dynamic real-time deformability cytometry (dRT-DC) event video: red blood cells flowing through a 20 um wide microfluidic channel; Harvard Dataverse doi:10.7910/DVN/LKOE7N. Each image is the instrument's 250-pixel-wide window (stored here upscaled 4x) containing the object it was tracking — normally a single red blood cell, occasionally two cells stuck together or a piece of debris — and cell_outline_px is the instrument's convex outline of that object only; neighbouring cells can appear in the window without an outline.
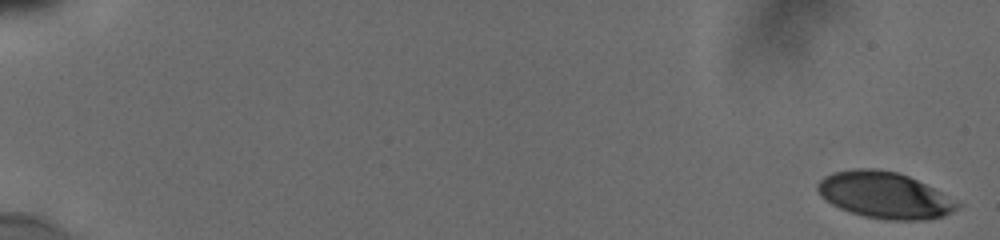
{"species": "human", "species_latin": "Homo sapiens", "temperature_condition": "cold", "stored_images_in_passage": 21, "camera_frame_rate_fps": 3000, "um_per_image_px": 0.085, "donor": {"sex": "male"}, "frame": {"image": 1, "passage_image": 1, "time_ms": 0.0, "image_size_px": [1000, 240], "cell_outline_px": [[964, 204], [952, 212], [944, 216], [924, 220], [888, 220], [864, 216], [840, 208], [832, 204], [820, 196], [816, 188], [816, 184], [824, 176], [832, 172], [856, 168], [876, 168], [896, 172], [908, 176]], "centroid_in_image_um": [75.18, 16.59], "position_along_channel_um": 9.8, "area_um2": 37.74}}
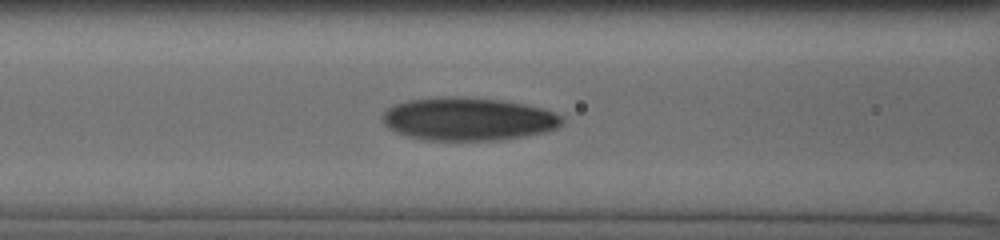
{"frame": {"image": 2, "passage_image": 14, "time_ms": 8.333, "image_size_px": [1000, 240], "cell_outline_px": [[564, 124], [556, 128], [544, 132], [524, 136], [500, 140], [424, 140], [408, 136], [396, 132], [388, 128], [384, 124], [380, 116], [388, 108], [396, 104], [408, 100], [440, 96], [464, 96], [500, 100], [524, 104], [544, 108], [564, 116]], "centroid_in_image_um": [39.8, 10.11], "position_along_channel_um": 126.8, "area_um2": 45.49}}
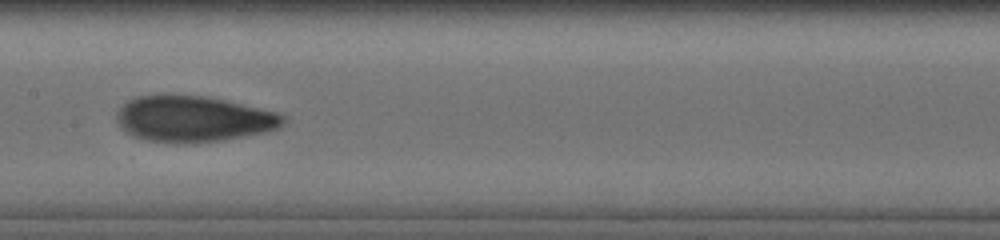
{"frame": {"image": 3, "passage_image": 19, "time_ms": 10.0, "image_size_px": [1000, 240], "cell_outline_px": [[288, 120], [280, 128], [268, 132], [224, 140], [192, 144], [176, 144], [148, 140], [132, 136], [120, 128], [116, 120], [116, 112], [128, 100], [136, 96], [160, 92], [172, 92], [208, 96], [228, 100], [276, 112], [284, 116]], "centroid_in_image_um": [16.42, 10.08], "position_along_channel_um": 191.0, "area_um2": 46.36}}